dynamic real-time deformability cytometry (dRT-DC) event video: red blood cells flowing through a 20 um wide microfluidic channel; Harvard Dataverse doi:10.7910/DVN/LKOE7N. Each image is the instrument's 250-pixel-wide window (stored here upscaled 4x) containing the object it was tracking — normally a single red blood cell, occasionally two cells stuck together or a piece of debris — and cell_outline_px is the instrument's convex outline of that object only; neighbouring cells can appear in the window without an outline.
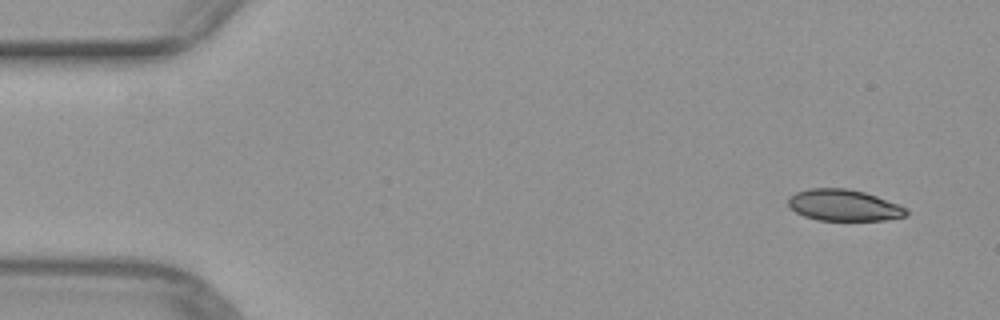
{"species": "common noctule bat (a hibernating species)", "species_latin": "Nyctalus noctula", "temperature_condition": "warm", "stored_images_in_passage": 48, "camera_frame_rate_fps": 3000, "um_per_image_px": 0.085, "animal": {"sex": "female", "body_mass_g": 29.2, "forearm_length_mm": 56.3}, "frame": {"image": 1, "passage_image": 1, "time_ms": 0.0, "image_size_px": [1000, 320], "cell_outline_px": [[908, 216], [884, 220], [816, 220], [804, 216], [788, 208], [788, 196], [796, 192], [808, 188], [848, 188], [864, 192], [876, 196], [908, 208]], "centroid_in_image_um": [71.7, 17.44], "position_along_channel_um": 13.3, "area_um2": 21.79}}
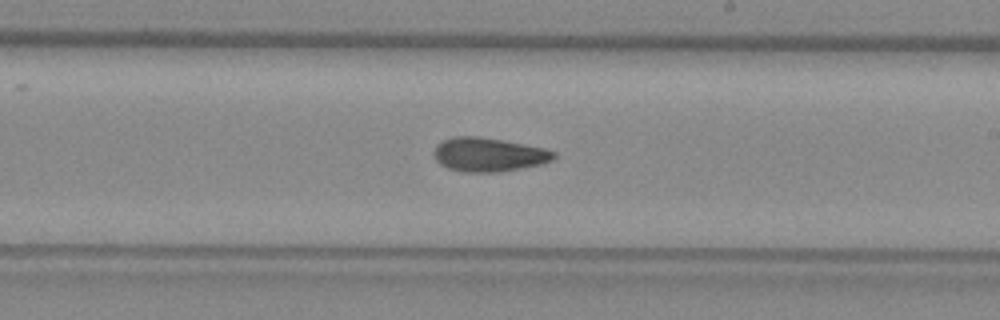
{"frame": {"image": 2, "passage_image": 27, "time_ms": 8.667, "image_size_px": [1000, 320], "cell_outline_px": [[556, 156], [552, 160], [540, 164], [520, 168], [496, 172], [464, 172], [448, 168], [440, 164], [436, 160], [432, 152], [436, 144], [444, 140], [456, 136], [476, 136], [500, 140], [544, 148], [556, 152]], "centroid_in_image_um": [41.49, 13.14], "position_along_channel_um": 247.5, "area_um2": 23.47}}
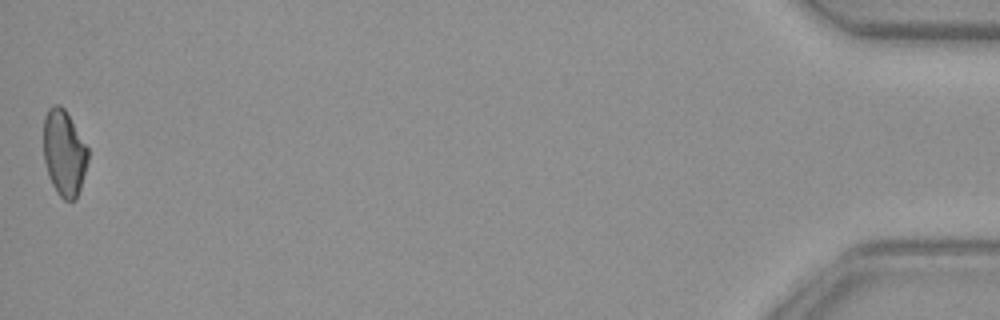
{"frame": {"image": 3, "passage_image": 48, "time_ms": 15.667, "image_size_px": [1000, 320], "cell_outline_px": [[88, 160], [80, 188], [76, 200], [64, 200], [56, 192], [48, 176], [44, 160], [44, 116], [48, 108], [52, 104], [60, 104], [64, 108], [88, 148]], "centroid_in_image_um": [5.43, 12.99], "position_along_channel_um": 429.8, "area_um2": 22.25}}